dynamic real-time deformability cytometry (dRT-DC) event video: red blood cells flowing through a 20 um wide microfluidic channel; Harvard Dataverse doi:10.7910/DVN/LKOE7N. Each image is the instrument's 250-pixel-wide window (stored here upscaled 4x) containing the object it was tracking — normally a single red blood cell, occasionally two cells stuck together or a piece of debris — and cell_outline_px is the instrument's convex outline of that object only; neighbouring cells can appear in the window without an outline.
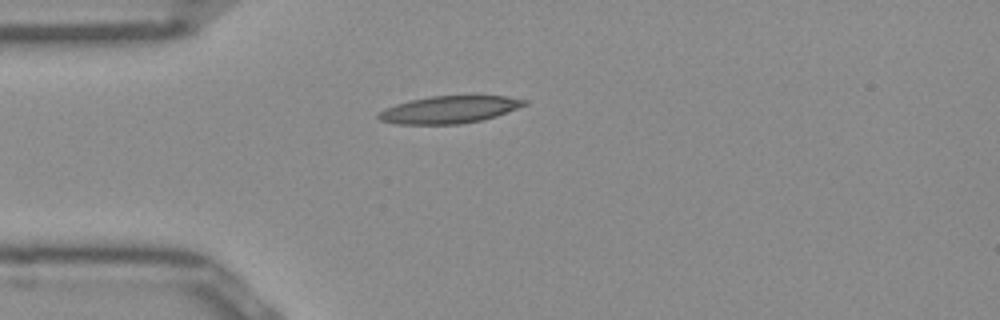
{"species": "Egyptian fruit bat (a non-hibernating species)", "species_latin": "Rousettus aegyptiacus", "temperature_condition": "room temperature", "stored_images_in_passage": 39, "camera_frame_rate_fps": 3000, "um_per_image_px": 0.085, "frame": {"image": 1, "passage_image": 1, "time_ms": 0.0, "image_size_px": [1000, 320], "cell_outline_px": [[528, 104], [496, 116], [480, 120], [460, 124], [396, 124], [380, 120], [376, 116], [384, 108], [396, 104], [412, 100], [432, 96], [508, 96], [528, 100]], "centroid_in_image_um": [38.2, 9.32], "position_along_channel_um": 46.8, "area_um2": 23.06}}
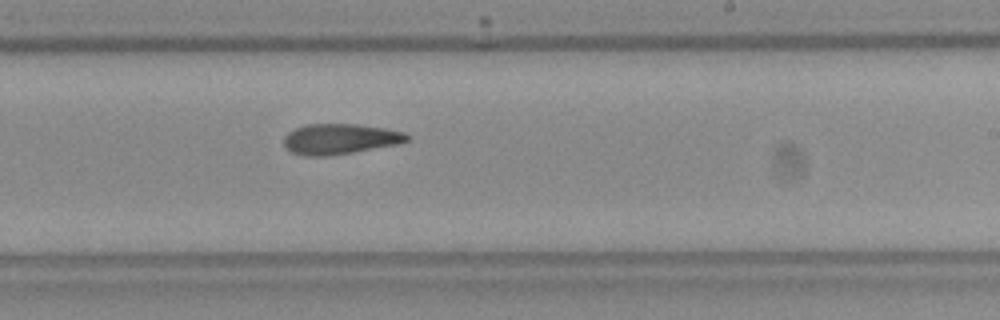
{"frame": {"image": 2, "passage_image": 18, "time_ms": 5.667, "image_size_px": [1000, 320], "cell_outline_px": [[408, 140], [396, 144], [352, 152], [328, 156], [304, 156], [292, 152], [284, 148], [284, 136], [288, 132], [304, 124], [356, 124], [384, 128], [404, 132], [408, 136]], "centroid_in_image_um": [28.83, 11.81], "position_along_channel_um": 260.2, "area_um2": 21.73}}
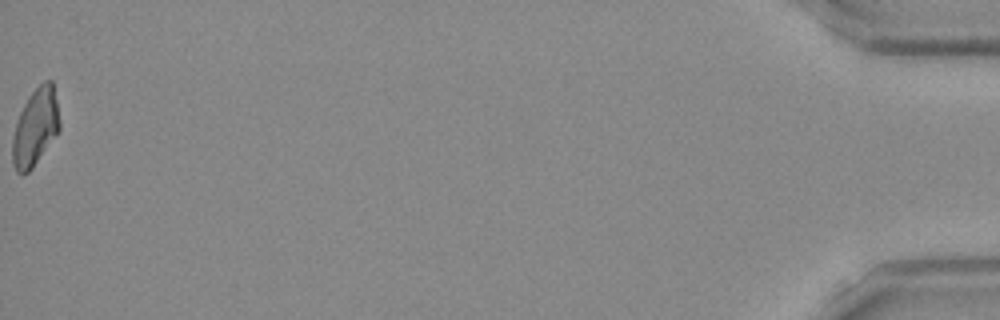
{"frame": {"image": 3, "passage_image": 39, "time_ms": 12.667, "image_size_px": [1000, 320], "cell_outline_px": [[60, 128], [56, 136], [32, 168], [28, 172], [16, 172], [12, 164], [12, 140], [16, 124], [20, 112], [28, 96], [44, 80], [52, 80], [60, 120]], "centroid_in_image_um": [3.01, 10.82], "position_along_channel_um": 432.2, "area_um2": 21.04}}